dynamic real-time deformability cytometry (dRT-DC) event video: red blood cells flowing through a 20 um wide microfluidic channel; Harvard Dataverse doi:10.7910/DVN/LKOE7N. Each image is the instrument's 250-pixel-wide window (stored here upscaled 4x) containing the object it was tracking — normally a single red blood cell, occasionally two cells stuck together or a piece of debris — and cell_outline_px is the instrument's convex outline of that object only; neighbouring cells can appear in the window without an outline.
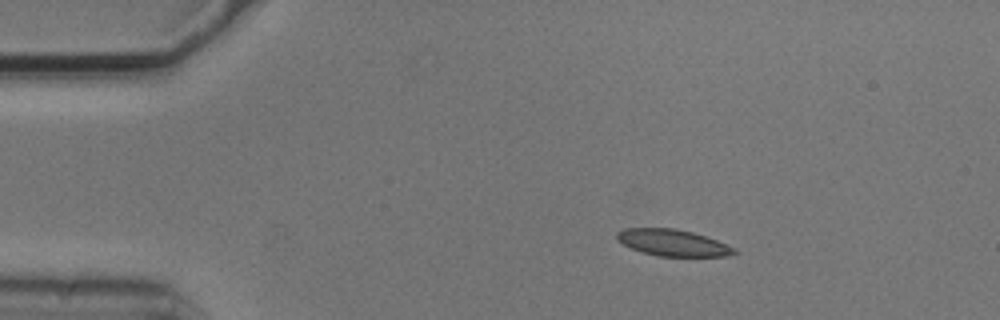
{"species": "common noctule bat (a hibernating species)", "species_latin": "Nyctalus noctula", "temperature_condition": "cold", "stored_images_in_passage": 3, "camera_frame_rate_fps": 3000, "um_per_image_px": 0.085, "animal": {"sex": "male", "body_mass_g": 20.5, "forearm_length_mm": 52.5}, "frame": {"image": 1, "passage_image": 1, "time_ms": 0.0, "image_size_px": [1000, 320], "cell_outline_px": [[740, 252], [728, 256], [660, 256], [644, 252], [632, 248], [616, 240], [616, 232], [624, 228], [676, 228], [708, 236], [736, 248]], "centroid_in_image_um": [57.23, 20.62], "position_along_channel_um": 27.8, "area_um2": 18.26}}
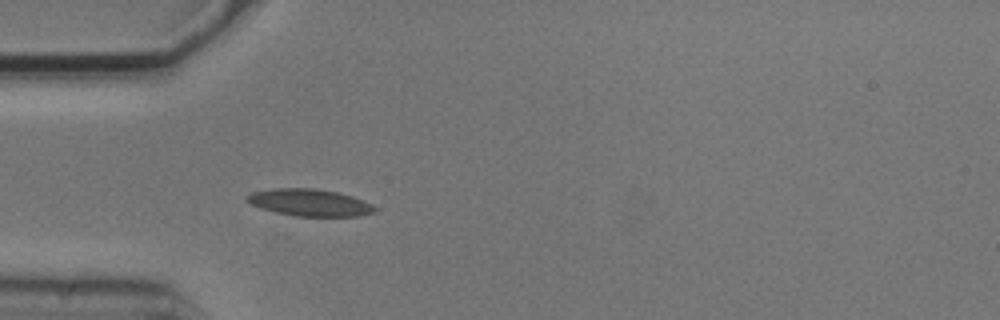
{"frame": {"image": 2, "passage_image": 3, "time_ms": 0.667, "image_size_px": [1000, 320], "cell_outline_px": [[376, 212], [356, 216], [296, 216], [276, 212], [260, 208], [244, 200], [244, 196], [248, 192], [272, 188], [316, 188], [336, 192], [352, 196], [372, 204], [376, 208]], "centroid_in_image_um": [26.25, 17.2], "position_along_channel_um": 58.7, "area_um2": 20.29}}